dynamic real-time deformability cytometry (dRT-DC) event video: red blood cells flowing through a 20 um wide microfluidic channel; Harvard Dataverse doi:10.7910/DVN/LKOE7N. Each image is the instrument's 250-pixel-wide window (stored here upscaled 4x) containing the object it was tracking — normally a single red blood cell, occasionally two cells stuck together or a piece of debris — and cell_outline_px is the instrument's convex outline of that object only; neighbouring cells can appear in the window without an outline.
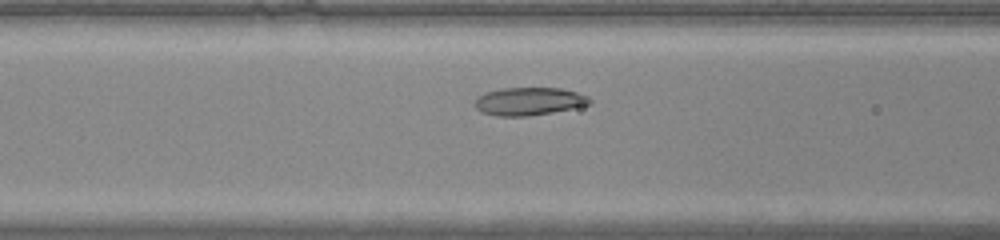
{"species": "common noctule bat (a hibernating species)", "species_latin": "Nyctalus noctula", "temperature_condition": "warm", "stored_images_in_passage": 40, "camera_frame_rate_fps": 3000, "um_per_image_px": 0.085, "animal": {"sex": "male", "body_mass_g": 20.0, "forearm_length_mm": 53.3}, "frame": {"image": 1, "passage_image": 11, "time_ms": 3.333, "image_size_px": [1000, 240], "cell_outline_px": [[592, 104], [552, 112], [528, 116], [496, 116], [480, 112], [476, 108], [476, 96], [484, 92], [504, 88], [560, 88], [576, 92], [588, 96], [592, 100]], "centroid_in_image_um": [44.95, 8.61], "position_along_channel_um": 121.6, "area_um2": 18.73}}
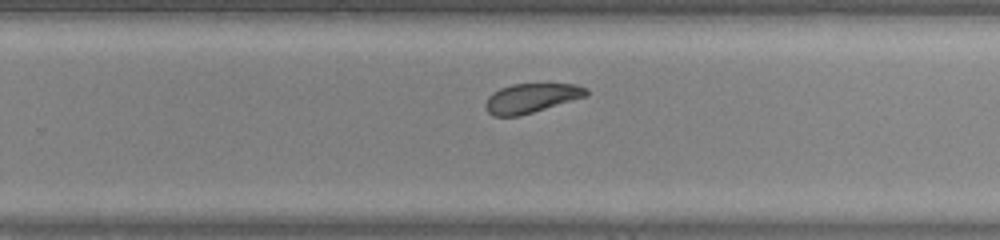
{"frame": {"image": 2, "passage_image": 23, "time_ms": 7.333, "image_size_px": [1000, 240], "cell_outline_px": [[588, 96], [520, 116], [492, 116], [484, 108], [484, 104], [488, 96], [492, 92], [500, 88], [512, 84], [576, 84], [588, 88]], "centroid_in_image_um": [45.15, 8.34], "position_along_channel_um": 284.7, "area_um2": 17.46}}
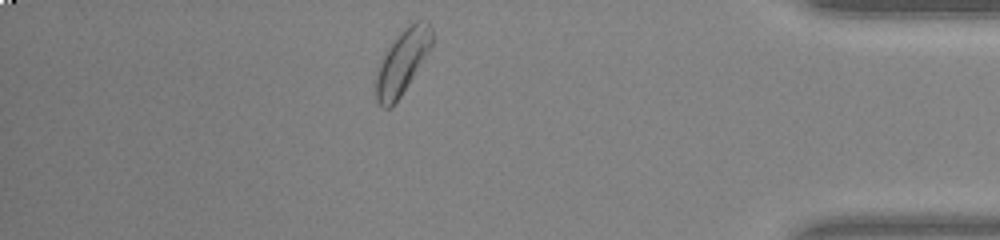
{"frame": {"image": 3, "passage_image": 34, "time_ms": 11.0, "image_size_px": [1000, 240], "cell_outline_px": [[432, 44], [428, 52], [408, 84], [392, 108], [384, 108], [376, 100], [376, 72], [388, 48], [400, 32], [408, 24], [416, 20], [428, 20], [432, 28]], "centroid_in_image_um": [34.21, 5.24], "position_along_channel_um": 401.0, "area_um2": 20.58}, "authors_computed_cell_mechanics": {"area_um2": 19.1607, "velocity_mm_per_s": 4.087, "shape_relaxation_time_tau1_ms": 2.1854, "shape_relaxation_time_tau2_ms": 3.3543, "deformation_change_tau1": 0.0688, "deformation_change_tau2": 0.0865}}